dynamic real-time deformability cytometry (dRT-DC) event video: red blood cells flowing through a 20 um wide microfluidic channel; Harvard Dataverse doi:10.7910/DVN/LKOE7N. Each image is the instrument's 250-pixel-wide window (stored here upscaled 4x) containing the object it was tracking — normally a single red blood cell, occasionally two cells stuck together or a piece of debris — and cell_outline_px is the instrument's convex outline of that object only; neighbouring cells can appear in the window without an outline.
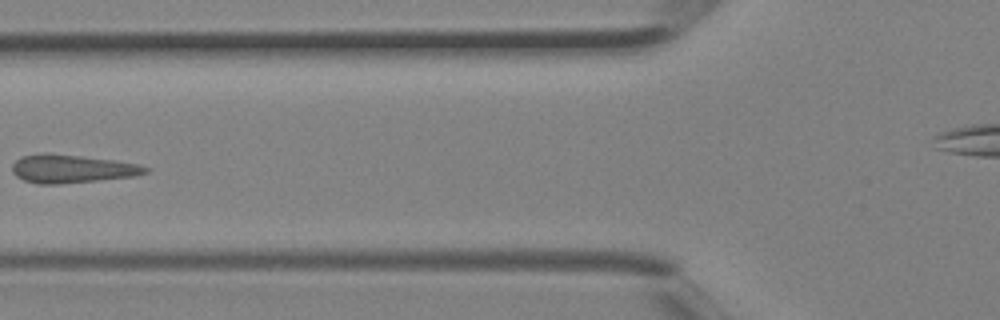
{"species": "Egyptian fruit bat (a non-hibernating species)", "species_latin": "Rousettus aegyptiacus", "temperature_condition": "room temperature", "stored_images_in_passage": 4, "camera_frame_rate_fps": 3000, "um_per_image_px": 0.085, "animal": {"sex": "female"}, "frame": {"image": 1, "passage_image": 4, "time_ms": 1.0, "image_size_px": [1000, 320], "cell_outline_px": [[152, 168], [148, 172], [136, 176], [56, 184], [40, 184], [24, 180], [16, 176], [12, 172], [12, 164], [20, 156], [40, 152], [48, 152], [112, 160], [140, 164]], "centroid_in_image_um": [6.09, 14.33], "position_along_channel_um": 119.7, "area_um2": 22.08}}